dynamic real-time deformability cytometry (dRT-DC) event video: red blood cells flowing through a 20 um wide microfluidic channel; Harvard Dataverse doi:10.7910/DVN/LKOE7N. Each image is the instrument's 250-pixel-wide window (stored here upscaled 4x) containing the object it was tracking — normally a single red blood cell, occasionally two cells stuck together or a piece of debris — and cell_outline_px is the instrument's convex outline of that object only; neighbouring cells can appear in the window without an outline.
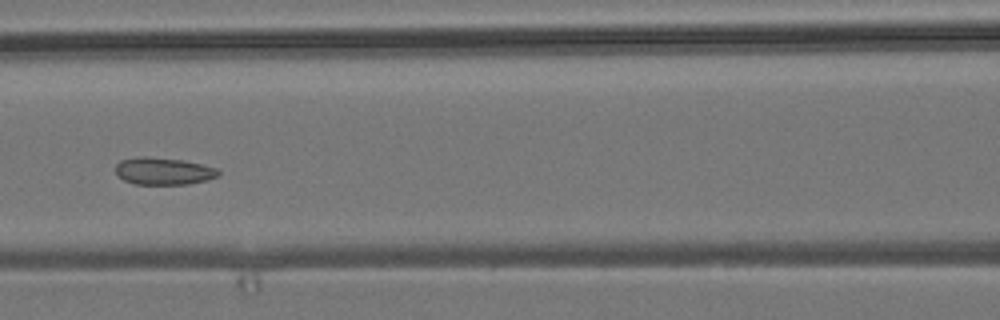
{"species": "common noctule bat (a hibernating species)", "species_latin": "Nyctalus noctula", "temperature_condition": "room temperature", "stored_images_in_passage": 6, "camera_frame_rate_fps": 3000, "um_per_image_px": 0.085, "animal": {"sex": "male", "body_mass_g": 19.2, "forearm_length_mm": 51.8}, "frame": {"image": 1, "passage_image": 6, "time_ms": 5.667, "image_size_px": [1000, 320], "cell_outline_px": [[220, 176], [188, 184], [136, 184], [124, 180], [116, 172], [116, 164], [120, 160], [136, 156], [144, 156], [184, 160], [216, 168], [220, 172]], "centroid_in_image_um": [13.88, 14.53], "position_along_channel_um": 152.7, "area_um2": 16.24}}